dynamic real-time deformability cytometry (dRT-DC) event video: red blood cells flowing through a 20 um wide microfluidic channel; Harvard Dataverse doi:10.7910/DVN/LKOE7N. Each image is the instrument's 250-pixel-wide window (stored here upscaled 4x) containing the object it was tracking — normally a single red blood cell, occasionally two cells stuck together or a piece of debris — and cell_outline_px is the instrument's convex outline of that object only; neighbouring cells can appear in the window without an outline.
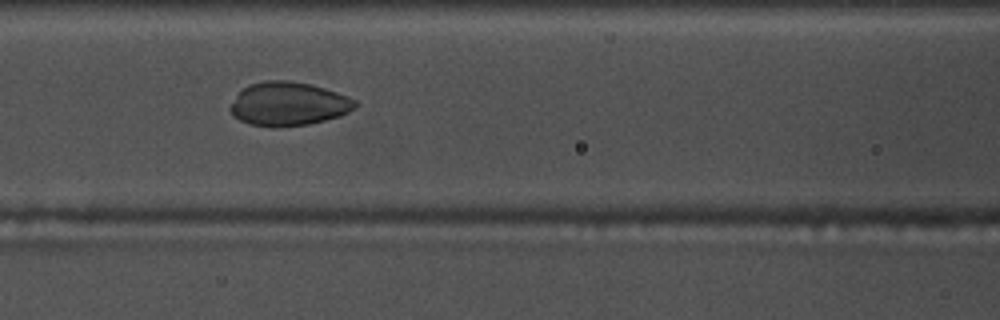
{"species": "common noctule bat (a hibernating species)", "species_latin": "Nyctalus noctula", "temperature_condition": "warm", "stored_images_in_passage": 55, "camera_frame_rate_fps": 3000, "um_per_image_px": 0.085, "animal": {"sex": "male", "body_mass_g": 17.5, "forearm_length_mm": 52.3}, "frame": {"image": 1, "passage_image": 24, "time_ms": 7.667, "image_size_px": [1000, 320], "cell_outline_px": [[360, 104], [356, 108], [340, 116], [308, 124], [272, 128], [248, 124], [232, 116], [228, 108], [236, 96], [248, 84], [264, 80], [288, 80], [308, 84], [324, 88], [336, 92], [356, 100]], "centroid_in_image_um": [24.49, 8.84], "position_along_channel_um": 142.1, "area_um2": 32.02}}